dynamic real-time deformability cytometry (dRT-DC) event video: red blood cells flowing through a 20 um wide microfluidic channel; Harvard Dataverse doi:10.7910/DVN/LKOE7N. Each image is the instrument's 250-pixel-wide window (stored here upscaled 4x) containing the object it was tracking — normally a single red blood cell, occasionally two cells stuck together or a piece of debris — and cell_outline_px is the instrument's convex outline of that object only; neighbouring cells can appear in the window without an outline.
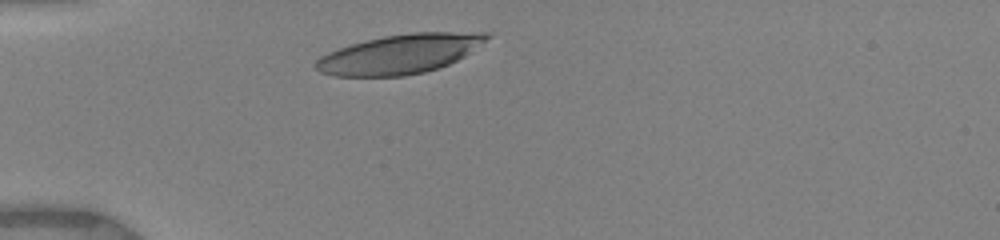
{"species": "human", "species_latin": "Homo sapiens", "temperature_condition": "warm", "stored_images_in_passage": 8, "camera_frame_rate_fps": 3000, "um_per_image_px": 0.085, "donor": {"sex": "female"}, "frame": {"image": 1, "passage_image": 1, "time_ms": 0.0, "image_size_px": [1000, 240], "cell_outline_px": [[492, 36], [464, 56], [440, 68], [424, 72], [404, 76], [332, 76], [320, 72], [316, 68], [316, 60], [320, 56], [328, 52], [352, 44], [384, 36], [412, 32], [492, 32]], "centroid_in_image_um": [34.01, 4.59], "position_along_channel_um": 51.0, "area_um2": 39.07}}